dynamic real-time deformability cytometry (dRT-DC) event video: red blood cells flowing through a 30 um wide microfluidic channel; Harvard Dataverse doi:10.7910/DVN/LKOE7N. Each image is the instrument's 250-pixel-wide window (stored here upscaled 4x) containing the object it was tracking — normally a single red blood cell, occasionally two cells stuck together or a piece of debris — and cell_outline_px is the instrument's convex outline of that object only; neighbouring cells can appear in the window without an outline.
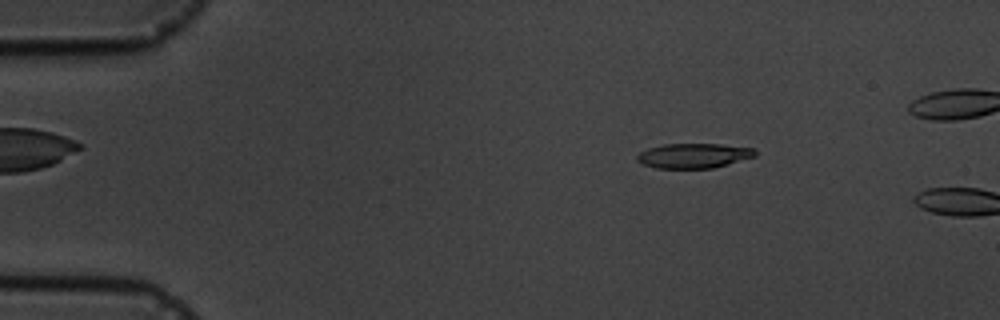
{"species": "common noctule bat (a hibernating species)", "species_latin": "Nyctalus noctula", "temperature_condition": "cold", "stored_images_in_passage": 2, "camera_frame_rate_fps": 3000, "um_per_image_px": 0.085, "animal": {"sex": "male", "body_mass_g": 19.5, "forearm_length_mm": 54.6}, "frame": {"image": 1, "passage_image": 1, "time_ms": 0.0, "image_size_px": [1000, 320], "cell_outline_px": [[756, 156], [728, 164], [712, 168], [656, 168], [644, 164], [636, 160], [636, 156], [640, 152], [648, 148], [664, 144], [720, 144], [756, 148]], "centroid_in_image_um": [58.98, 13.23], "position_along_channel_um": 26.0, "area_um2": 17.05}}